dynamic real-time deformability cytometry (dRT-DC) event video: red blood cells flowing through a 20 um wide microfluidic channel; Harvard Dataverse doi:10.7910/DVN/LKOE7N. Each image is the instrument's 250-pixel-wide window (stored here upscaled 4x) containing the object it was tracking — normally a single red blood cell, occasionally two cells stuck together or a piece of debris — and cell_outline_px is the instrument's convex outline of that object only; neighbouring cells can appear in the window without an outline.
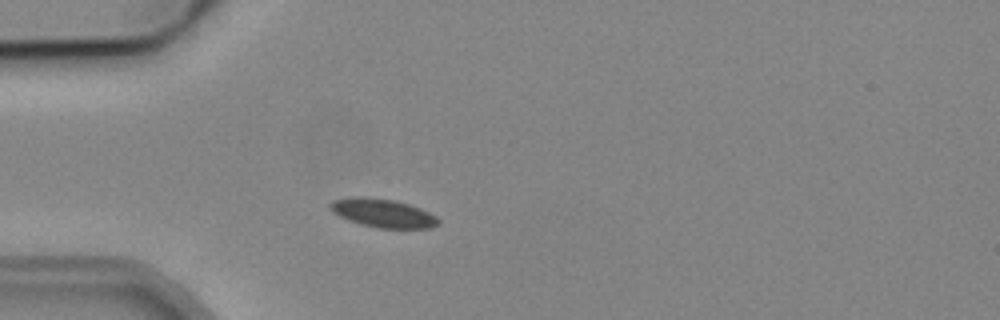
{"species": "common noctule bat (a hibernating species)", "species_latin": "Nyctalus noctula", "temperature_condition": "cold", "stored_images_in_passage": 4, "camera_frame_rate_fps": 3000, "um_per_image_px": 0.085, "animal": {"sex": "male", "body_mass_g": 19.2, "forearm_length_mm": 51.8}, "frame": {"image": 1, "passage_image": 3, "time_ms": 2.333, "image_size_px": [1000, 320], "cell_outline_px": [[440, 224], [432, 228], [380, 228], [360, 224], [348, 220], [332, 212], [328, 208], [328, 204], [332, 200], [392, 200], [408, 204], [420, 208], [436, 216], [440, 220]], "centroid_in_image_um": [32.63, 18.18], "position_along_channel_um": 52.4, "area_um2": 17.11}}